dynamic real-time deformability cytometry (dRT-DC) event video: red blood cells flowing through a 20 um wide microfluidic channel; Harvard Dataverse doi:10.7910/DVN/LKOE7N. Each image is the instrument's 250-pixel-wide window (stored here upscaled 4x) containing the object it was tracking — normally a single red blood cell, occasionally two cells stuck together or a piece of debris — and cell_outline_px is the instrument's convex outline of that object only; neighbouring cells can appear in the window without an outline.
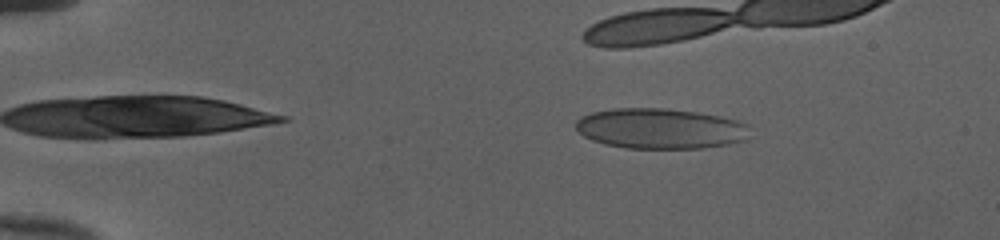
{"species": "human", "species_latin": "Homo sapiens", "temperature_condition": "cold", "stored_images_in_passage": 44, "camera_frame_rate_fps": 3000, "um_per_image_px": 0.085, "donor": {"sex": "female"}, "frame": {"image": 1, "passage_image": 8, "time_ms": 2.333, "image_size_px": [1000, 240], "cell_outline_px": [[748, 124], [744, 140], [728, 144], [700, 148], [628, 148], [604, 144], [592, 140], [584, 136], [576, 128], [576, 120], [580, 116], [592, 112], [612, 108], [668, 108], [696, 112], [720, 116], [736, 120]], "centroid_in_image_um": [56.07, 10.92], "position_along_channel_um": 28.9, "area_um2": 40.86}}